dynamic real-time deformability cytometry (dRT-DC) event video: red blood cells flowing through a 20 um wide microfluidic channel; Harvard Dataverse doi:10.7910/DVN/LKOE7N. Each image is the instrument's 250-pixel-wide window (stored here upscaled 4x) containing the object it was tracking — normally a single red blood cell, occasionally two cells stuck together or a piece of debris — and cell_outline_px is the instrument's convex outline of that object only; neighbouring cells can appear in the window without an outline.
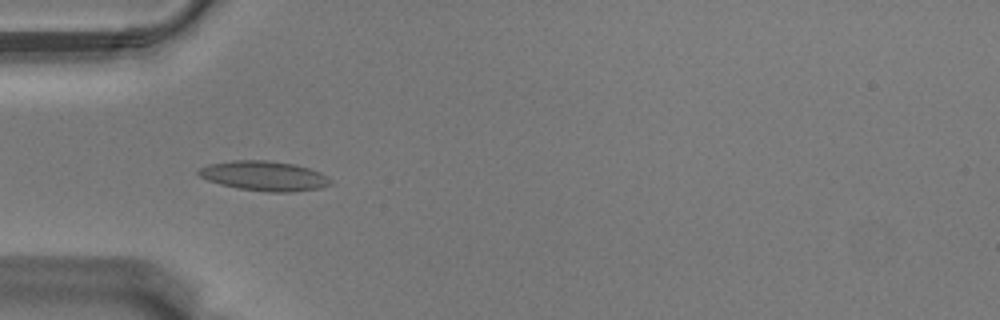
{"species": "Egyptian fruit bat (a non-hibernating species)", "species_latin": "Rousettus aegyptiacus", "temperature_condition": "warm", "stored_images_in_passage": 6, "camera_frame_rate_fps": 3000, "um_per_image_px": 0.085, "animal": {"sex": "male"}, "frame": {"image": 1, "passage_image": 4, "time_ms": 1.0, "image_size_px": [1000, 320], "cell_outline_px": [[332, 184], [320, 188], [292, 192], [268, 192], [236, 188], [220, 184], [208, 180], [200, 176], [196, 172], [200, 168], [208, 164], [232, 160], [268, 160], [296, 164], [320, 172], [328, 176], [332, 180]], "centroid_in_image_um": [22.48, 14.95], "position_along_channel_um": 62.5, "area_um2": 23.06}}
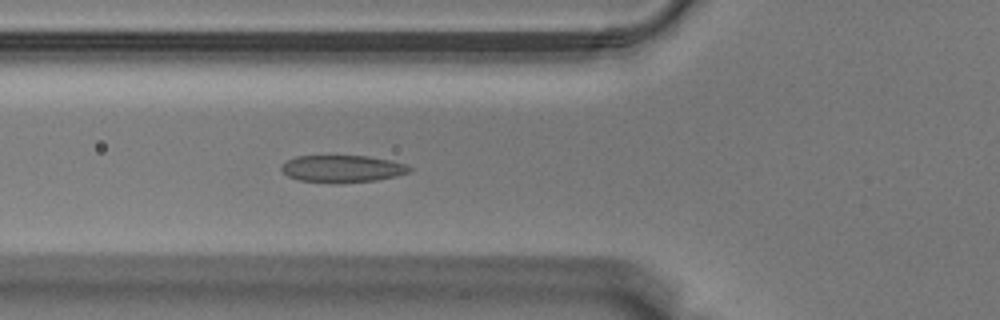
{"frame": {"image": 2, "passage_image": 5, "time_ms": 1.333, "image_size_px": [1000, 320], "cell_outline_px": [[412, 172], [396, 176], [376, 180], [344, 184], [328, 184], [296, 180], [288, 176], [280, 168], [280, 164], [296, 156], [368, 156], [392, 160], [408, 164], [412, 168]], "centroid_in_image_um": [29.11, 14.37], "position_along_channel_um": 96.7, "area_um2": 20.92}}